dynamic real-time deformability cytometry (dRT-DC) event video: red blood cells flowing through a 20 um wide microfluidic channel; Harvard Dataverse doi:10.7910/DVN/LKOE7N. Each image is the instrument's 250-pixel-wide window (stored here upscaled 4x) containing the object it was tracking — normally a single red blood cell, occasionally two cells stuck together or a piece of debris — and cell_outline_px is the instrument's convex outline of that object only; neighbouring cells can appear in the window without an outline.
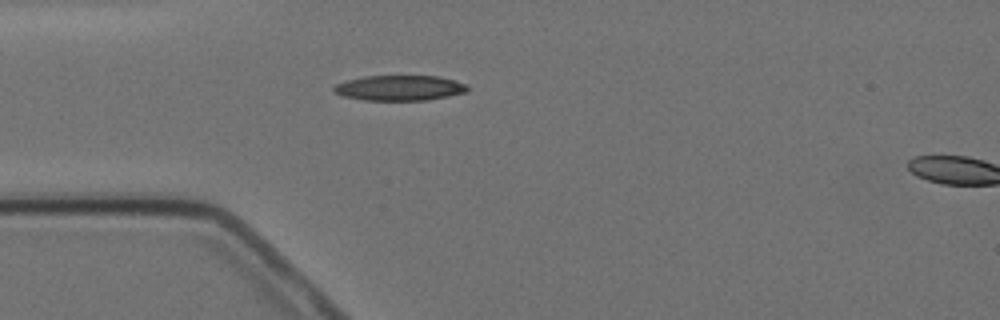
{"species": "Egyptian fruit bat (a non-hibernating species)", "species_latin": "Rousettus aegyptiacus", "temperature_condition": "cold", "stored_images_in_passage": 2, "segment_of_instrument_passage": [1, 2], "camera_frame_rate_fps": 3000, "um_per_image_px": 0.085, "animal": {"sex": "female"}, "frame": {"image": 1, "passage_image": 1, "time_ms": 0.0, "image_size_px": [1000, 320], "cell_outline_px": [[468, 92], [428, 100], [364, 100], [344, 96], [332, 92], [332, 88], [336, 84], [348, 80], [364, 76], [440, 76], [468, 84]], "centroid_in_image_um": [33.99, 7.47], "position_along_channel_um": 51.0, "area_um2": 19.77}}